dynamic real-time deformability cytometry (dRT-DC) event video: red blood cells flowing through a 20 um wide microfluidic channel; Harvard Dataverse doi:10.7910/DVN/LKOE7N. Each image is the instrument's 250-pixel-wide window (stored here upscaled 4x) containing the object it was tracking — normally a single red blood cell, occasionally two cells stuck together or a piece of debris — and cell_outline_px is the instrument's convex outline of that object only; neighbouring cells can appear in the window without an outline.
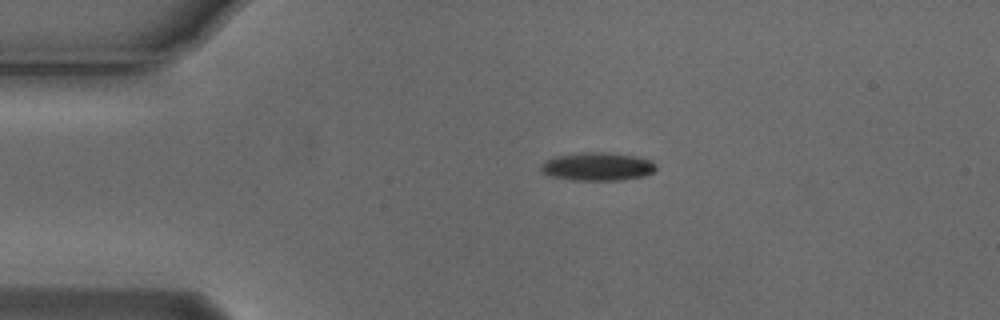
{"species": "Egyptian fruit bat (a non-hibernating species)", "species_latin": "Rousettus aegyptiacus", "temperature_condition": "cold", "stored_images_in_passage": 2, "camera_frame_rate_fps": 3000, "um_per_image_px": 0.085, "animal": {"sex": "male"}, "frame": {"image": 1, "passage_image": 1, "time_ms": 0.0, "image_size_px": [1000, 320], "cell_outline_px": [[656, 168], [652, 172], [644, 176], [620, 180], [572, 180], [548, 176], [540, 168], [540, 164], [544, 160], [556, 156], [580, 152], [604, 152], [636, 156], [652, 160], [656, 164]], "centroid_in_image_um": [50.76, 14.15], "position_along_channel_um": 34.2, "area_um2": 19.07}}